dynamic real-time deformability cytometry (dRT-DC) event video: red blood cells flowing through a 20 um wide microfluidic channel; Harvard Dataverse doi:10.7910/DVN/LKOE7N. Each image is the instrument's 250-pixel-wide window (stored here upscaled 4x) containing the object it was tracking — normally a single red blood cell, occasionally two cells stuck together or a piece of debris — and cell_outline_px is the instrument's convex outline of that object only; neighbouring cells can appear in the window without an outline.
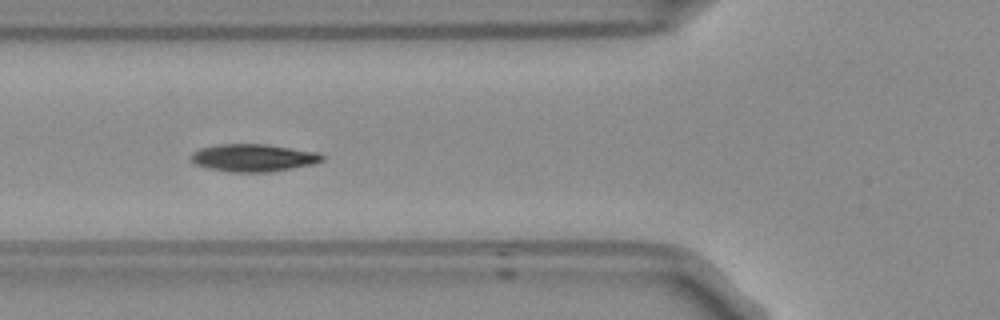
{"species": "Egyptian fruit bat (a non-hibernating species)", "species_latin": "Rousettus aegyptiacus", "temperature_condition": "room temperature", "stored_images_in_passage": 17, "camera_frame_rate_fps": 3000, "um_per_image_px": 0.085, "frame": {"image": 1, "passage_image": 8, "time_ms": 2.333, "image_size_px": [1000, 320], "cell_outline_px": [[324, 160], [312, 164], [272, 172], [228, 172], [208, 168], [196, 164], [192, 160], [192, 152], [200, 148], [220, 144], [264, 144], [316, 152], [324, 156]], "centroid_in_image_um": [21.52, 13.42], "position_along_channel_um": 104.3, "area_um2": 20.87}}